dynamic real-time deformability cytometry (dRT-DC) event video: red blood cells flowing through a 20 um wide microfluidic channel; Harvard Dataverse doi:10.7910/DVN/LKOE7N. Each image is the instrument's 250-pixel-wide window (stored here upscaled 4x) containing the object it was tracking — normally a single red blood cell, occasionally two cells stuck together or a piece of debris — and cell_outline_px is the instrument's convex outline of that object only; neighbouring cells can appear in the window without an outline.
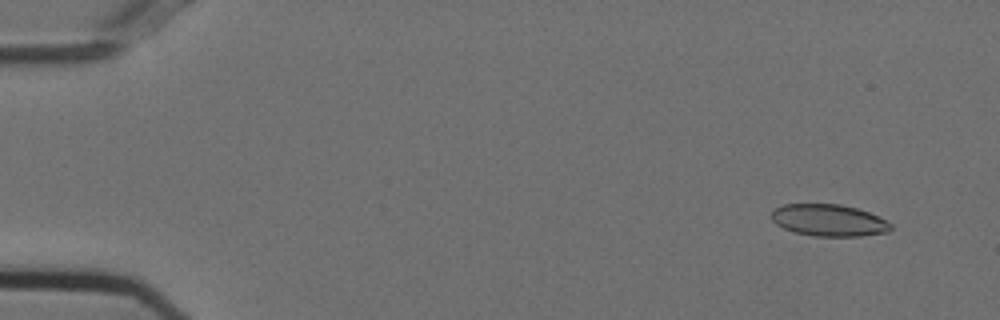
{"species": "Egyptian fruit bat (a non-hibernating species)", "species_latin": "Rousettus aegyptiacus", "temperature_condition": "cold", "stored_images_in_passage": 54, "camera_frame_rate_fps": 3000, "um_per_image_px": 0.085, "animal": {"sex": "female"}, "frame": {"image": 1, "passage_image": 4, "time_ms": 1.0, "image_size_px": [1000, 320], "cell_outline_px": [[892, 228], [888, 232], [860, 236], [816, 236], [796, 232], [784, 228], [776, 224], [772, 220], [772, 212], [776, 208], [784, 204], [840, 204], [856, 208], [868, 212], [892, 224]], "centroid_in_image_um": [70.45, 18.72], "position_along_channel_um": 14.5, "area_um2": 21.91}}
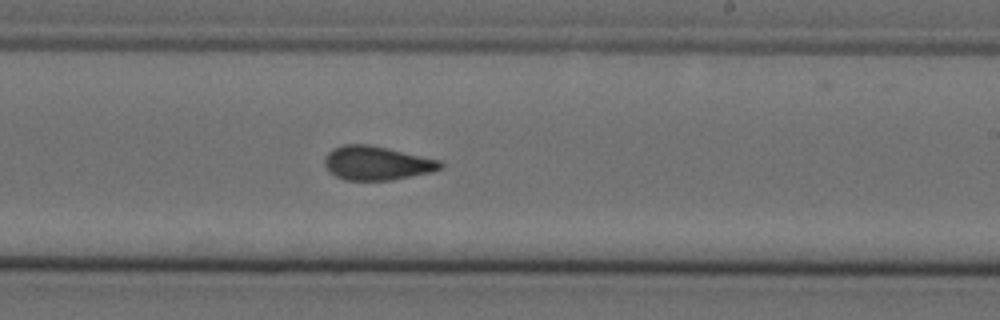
{"frame": {"image": 2, "passage_image": 33, "time_ms": 10.667, "image_size_px": [1000, 320], "cell_outline_px": [[444, 168], [432, 172], [392, 180], [344, 180], [336, 176], [324, 164], [324, 160], [328, 152], [332, 148], [344, 144], [368, 144], [388, 148], [444, 160]], "centroid_in_image_um": [32.1, 13.85], "position_along_channel_um": 256.9, "area_um2": 23.18}}
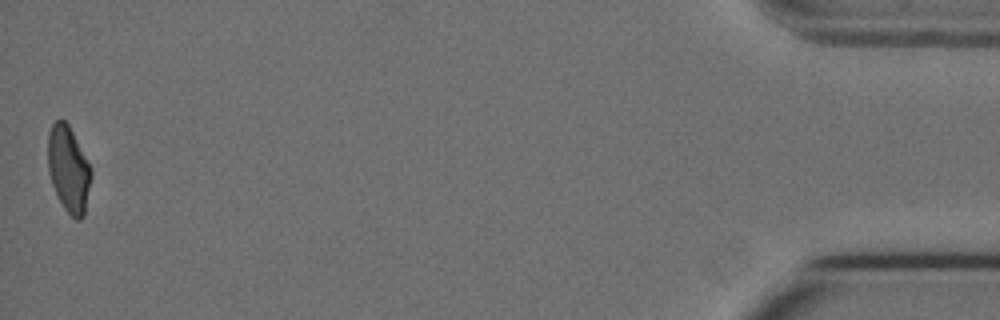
{"frame": {"image": 3, "passage_image": 54, "time_ms": 17.667, "image_size_px": [1000, 320], "cell_outline_px": [[92, 176], [84, 216], [80, 220], [76, 220], [64, 208], [52, 184], [48, 172], [48, 132], [52, 124], [56, 120], [64, 120], [68, 124], [92, 168]], "centroid_in_image_um": [5.84, 14.38], "position_along_channel_um": 429.4, "area_um2": 21.68}, "authors_computed_cell_mechanics": {"area_um2": 22.5998, "velocity_mm_per_s": 3.7276, "shape_relaxation_time_tau1_ms": null, "shape_relaxation_time_tau2_ms": 1.7365, "deformation_change_tau1": null, "deformation_change_tau2": 0.0802}}